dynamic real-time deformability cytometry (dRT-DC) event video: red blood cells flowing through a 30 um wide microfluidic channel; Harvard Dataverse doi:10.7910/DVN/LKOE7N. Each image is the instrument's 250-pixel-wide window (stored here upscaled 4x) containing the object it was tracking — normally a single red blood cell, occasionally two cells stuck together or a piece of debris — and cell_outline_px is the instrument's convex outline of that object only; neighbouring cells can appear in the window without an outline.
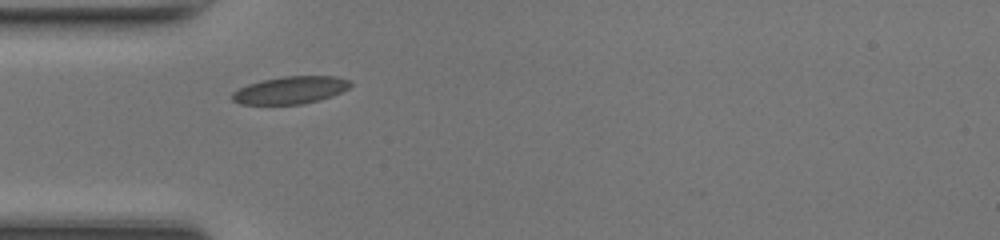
{"species": "common noctule bat (a hibernating species)", "species_latin": "Nyctalus noctula", "temperature_condition": "room temperature", "stored_images_in_passage": 34, "camera_frame_rate_fps": 3000, "um_per_image_px": 0.085, "animal": {"sex": "female", "body_mass_g": 17.0, "forearm_length_mm": 48.0}, "frame": {"image": 1, "passage_image": 1, "time_ms": 0.0, "image_size_px": [1000, 240], "cell_outline_px": [[352, 84], [348, 88], [332, 96], [320, 100], [304, 104], [240, 104], [232, 100], [232, 92], [248, 84], [260, 80], [284, 76], [336, 76], [352, 80]], "centroid_in_image_um": [24.71, 7.65], "position_along_channel_um": 60.3, "area_um2": 19.02}}
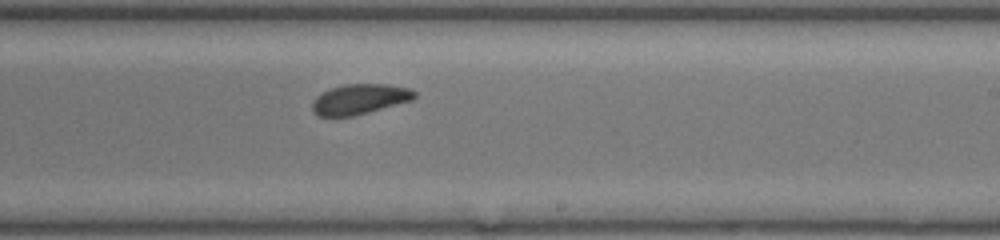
{"frame": {"image": 2, "passage_image": 15, "time_ms": 4.667, "image_size_px": [1000, 240], "cell_outline_px": [[416, 96], [412, 100], [368, 112], [352, 116], [316, 116], [312, 112], [312, 100], [316, 96], [332, 88], [344, 84], [388, 84], [408, 88], [416, 92]], "centroid_in_image_um": [30.54, 8.43], "position_along_channel_um": 258.5, "area_um2": 17.92}}
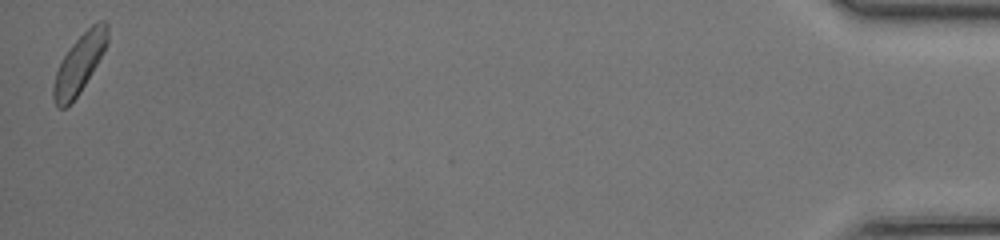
{"frame": {"image": 3, "passage_image": 34, "time_ms": 11.0, "image_size_px": [1000, 240], "cell_outline_px": [[108, 40], [96, 64], [80, 92], [64, 108], [56, 108], [52, 96], [52, 88], [56, 72], [64, 56], [72, 44], [92, 24], [100, 20], [104, 20], [108, 24]], "centroid_in_image_um": [6.72, 5.41], "position_along_channel_um": 428.5, "area_um2": 17.98}, "authors_computed_cell_mechanics": {"area_um2": 18.1781, "velocity_mm_per_s": 4.2811, "shape_relaxation_time_tau1_ms": 2.5411, "shape_relaxation_time_tau2_ms": null, "deformation_change_tau1": 0.0639, "deformation_change_tau2": null}}